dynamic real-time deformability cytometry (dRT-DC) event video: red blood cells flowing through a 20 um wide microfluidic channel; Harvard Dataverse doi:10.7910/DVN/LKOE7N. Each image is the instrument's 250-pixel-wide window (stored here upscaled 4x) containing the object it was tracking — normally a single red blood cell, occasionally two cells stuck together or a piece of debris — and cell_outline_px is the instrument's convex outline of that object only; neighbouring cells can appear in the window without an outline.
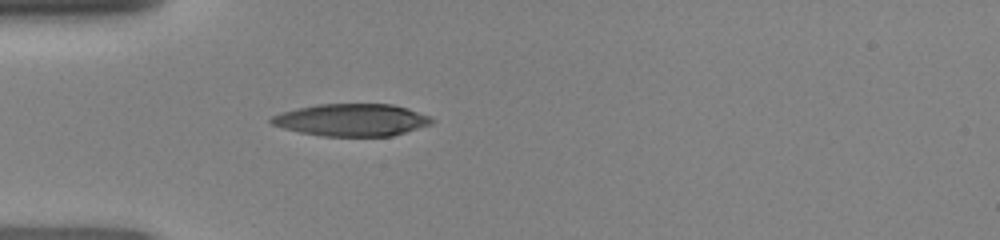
{"species": "human", "species_latin": "Homo sapiens", "temperature_condition": "room temperature", "stored_images_in_passage": 34, "camera_frame_rate_fps": 3000, "um_per_image_px": 0.085, "donor": {"sex": "female"}, "frame": {"image": 1, "passage_image": 1, "time_ms": 0.0, "image_size_px": [1000, 240], "cell_outline_px": [[436, 120], [432, 124], [392, 136], [324, 136], [300, 132], [284, 128], [272, 124], [268, 120], [272, 116], [280, 112], [296, 108], [316, 104], [392, 104], [408, 108], [432, 116]], "centroid_in_image_um": [29.92, 10.19], "position_along_channel_um": 55.1, "area_um2": 30.4}}
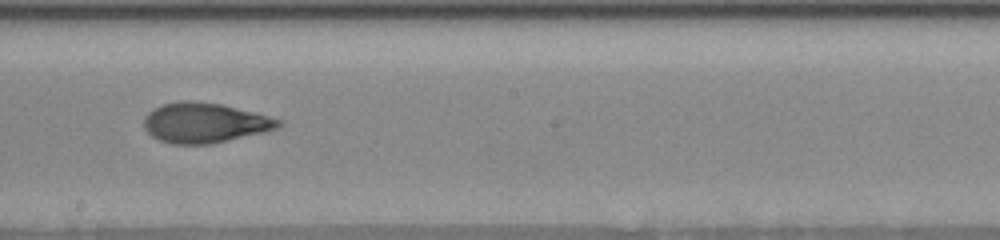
{"frame": {"image": 2, "passage_image": 14, "time_ms": 4.333, "image_size_px": [1000, 240], "cell_outline_px": [[284, 124], [276, 128], [264, 132], [212, 144], [172, 144], [160, 140], [152, 136], [144, 128], [144, 116], [152, 108], [160, 104], [180, 100], [196, 100], [224, 104], [284, 120]], "centroid_in_image_um": [17.39, 10.42], "position_along_channel_um": 230.8, "area_um2": 31.85}}
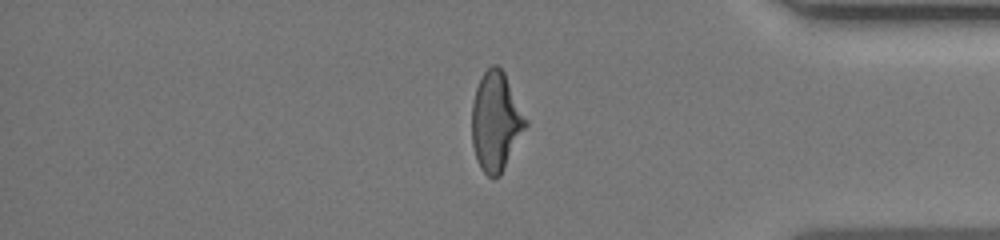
{"frame": {"image": 3, "passage_image": 27, "time_ms": 8.667, "image_size_px": [1000, 240], "cell_outline_px": [[528, 124], [500, 176], [492, 180], [480, 168], [476, 160], [472, 144], [472, 104], [476, 88], [484, 72], [492, 64], [496, 64], [504, 72], [528, 120]], "centroid_in_image_um": [42.15, 10.36], "position_along_channel_um": 393.1, "area_um2": 31.1}}